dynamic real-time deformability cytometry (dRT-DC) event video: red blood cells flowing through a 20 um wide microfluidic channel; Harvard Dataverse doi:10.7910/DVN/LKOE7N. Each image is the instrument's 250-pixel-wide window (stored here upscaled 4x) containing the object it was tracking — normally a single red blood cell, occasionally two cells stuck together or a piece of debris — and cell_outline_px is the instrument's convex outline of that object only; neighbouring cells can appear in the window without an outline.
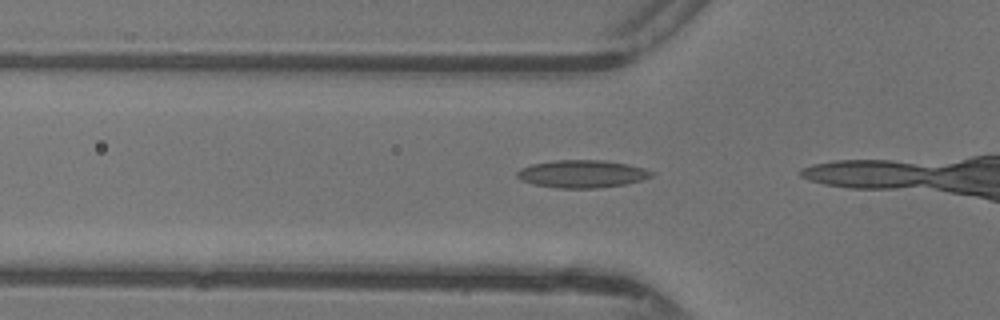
{"species": "common noctule bat (a hibernating species)", "species_latin": "Nyctalus noctula", "temperature_condition": "warm", "stored_images_in_passage": 13, "camera_frame_rate_fps": 3000, "um_per_image_px": 0.085, "animal": {"sex": "female"}, "frame": {"image": 1, "passage_image": 11, "time_ms": 3.333, "image_size_px": [1000, 320], "cell_outline_px": [[656, 172], [652, 176], [640, 180], [624, 184], [596, 188], [556, 188], [532, 184], [520, 180], [516, 176], [516, 172], [520, 168], [532, 164], [552, 160], [604, 160], [628, 164], [644, 168]], "centroid_in_image_um": [49.44, 14.77], "position_along_channel_um": 76.4, "area_um2": 21.79}}